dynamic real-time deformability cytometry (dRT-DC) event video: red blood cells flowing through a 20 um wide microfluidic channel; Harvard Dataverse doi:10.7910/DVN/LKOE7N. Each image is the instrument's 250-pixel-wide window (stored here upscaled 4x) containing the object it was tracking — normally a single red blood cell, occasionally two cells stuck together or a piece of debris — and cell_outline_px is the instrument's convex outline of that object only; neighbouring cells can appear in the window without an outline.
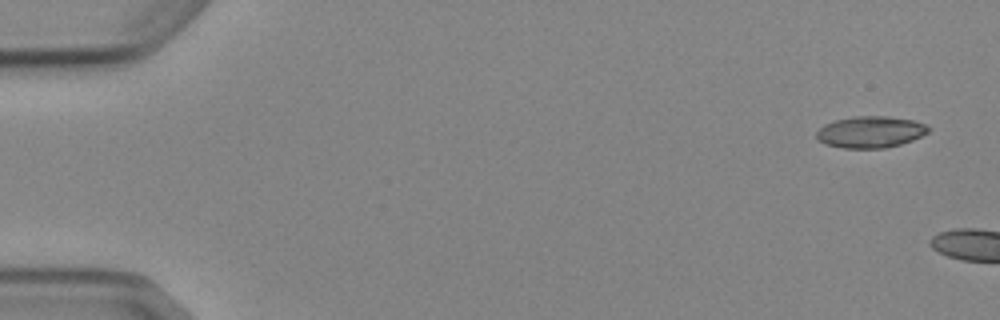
{"species": "Egyptian fruit bat (a non-hibernating species)", "species_latin": "Rousettus aegyptiacus", "temperature_condition": "cold", "stored_images_in_passage": 4, "camera_frame_rate_fps": 3000, "um_per_image_px": 0.085, "animal": {"sex": "female"}, "frame": {"image": 1, "passage_image": 1, "time_ms": 0.0, "image_size_px": [1000, 320], "cell_outline_px": [[928, 132], [912, 140], [900, 144], [884, 148], [844, 148], [828, 144], [820, 140], [816, 136], [816, 132], [824, 124], [836, 120], [852, 116], [884, 116], [912, 120], [928, 124]], "centroid_in_image_um": [73.99, 11.21], "position_along_channel_um": 11.0, "area_um2": 20.35}}